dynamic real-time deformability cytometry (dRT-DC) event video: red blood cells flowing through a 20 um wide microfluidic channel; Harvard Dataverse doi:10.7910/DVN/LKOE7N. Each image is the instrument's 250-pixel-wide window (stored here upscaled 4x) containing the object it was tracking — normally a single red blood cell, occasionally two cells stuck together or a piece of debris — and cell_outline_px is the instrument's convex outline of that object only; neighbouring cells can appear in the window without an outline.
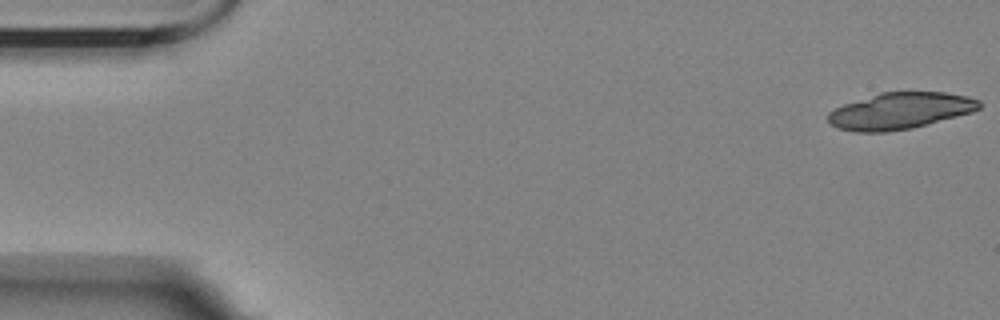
{"species": "Egyptian fruit bat (a non-hibernating species)", "species_latin": "Rousettus aegyptiacus", "temperature_condition": "room temperature", "stored_images_in_passage": 7, "camera_frame_rate_fps": 3000, "um_per_image_px": 0.085, "animal": {"sex": "female"}, "frame": {"image": 1, "passage_image": 1, "time_ms": 0.0, "image_size_px": [1000, 320], "cell_outline_px": [[984, 104], [980, 108], [972, 112], [928, 124], [912, 128], [884, 132], [856, 132], [836, 128], [828, 120], [828, 112], [844, 104], [880, 92], [944, 92], [968, 96], [980, 100]], "centroid_in_image_um": [76.53, 9.42], "position_along_channel_um": 8.5, "area_um2": 32.19}}
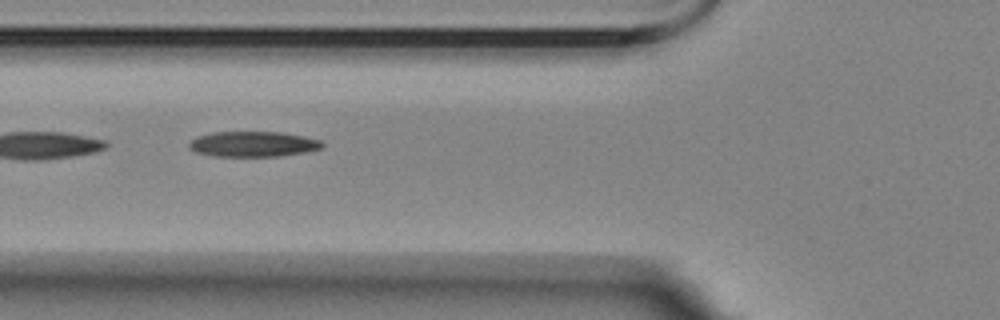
{"frame": {"image": 2, "passage_image": 6, "time_ms": 6.667, "image_size_px": [1000, 320], "cell_outline_px": [[324, 148], [304, 152], [276, 156], [216, 156], [196, 152], [188, 148], [188, 144], [192, 140], [200, 136], [212, 132], [284, 132], [304, 136], [320, 140], [324, 144]], "centroid_in_image_um": [21.54, 12.24], "position_along_channel_um": 104.3, "area_um2": 19.59}}